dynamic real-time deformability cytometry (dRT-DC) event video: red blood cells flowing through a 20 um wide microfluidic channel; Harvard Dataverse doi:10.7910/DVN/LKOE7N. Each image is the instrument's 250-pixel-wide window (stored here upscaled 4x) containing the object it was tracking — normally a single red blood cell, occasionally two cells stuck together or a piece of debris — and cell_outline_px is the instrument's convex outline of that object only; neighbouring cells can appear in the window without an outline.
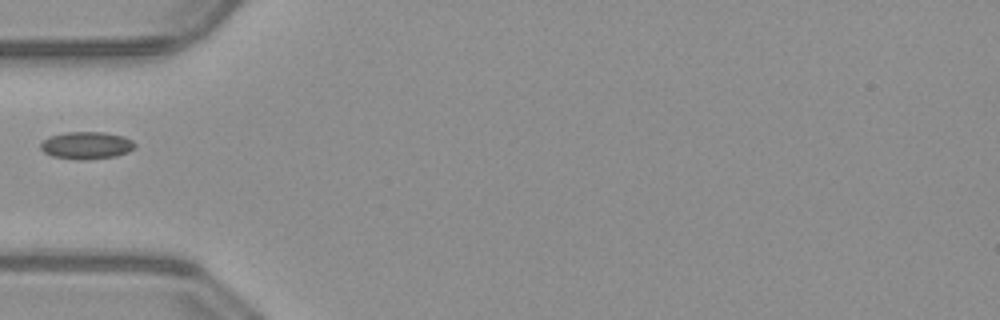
{"species": "common noctule bat (a hibernating species)", "species_latin": "Nyctalus noctula", "temperature_condition": "warm", "stored_images_in_passage": 35, "camera_frame_rate_fps": 3000, "um_per_image_px": 0.085, "animal": {"sex": "male", "body_mass_g": 23.1, "forearm_length_mm": 52.7}, "frame": {"image": 1, "passage_image": 1, "time_ms": 0.0, "image_size_px": [1000, 320], "cell_outline_px": [[136, 144], [128, 152], [116, 156], [80, 160], [76, 160], [52, 156], [44, 152], [40, 148], [40, 144], [48, 136], [64, 132], [104, 132], [124, 136], [132, 140]], "centroid_in_image_um": [7.33, 12.35], "position_along_channel_um": 77.7, "area_um2": 15.09}}
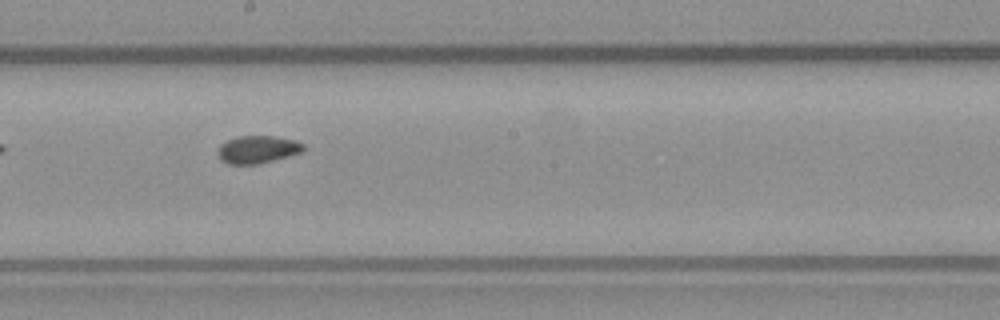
{"frame": {"image": 2, "passage_image": 12, "time_ms": 3.667, "image_size_px": [1000, 320], "cell_outline_px": [[304, 148], [300, 152], [288, 156], [260, 164], [228, 164], [220, 160], [216, 152], [220, 144], [236, 136], [276, 136], [296, 140], [304, 144]], "centroid_in_image_um": [21.86, 12.7], "position_along_channel_um": 226.3, "area_um2": 13.93}}
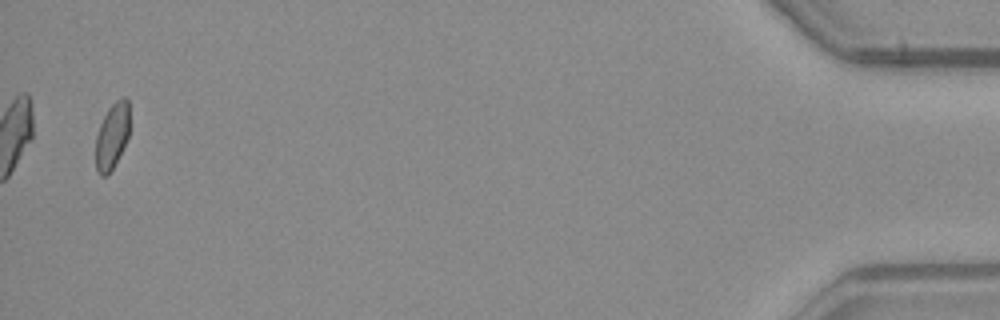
{"frame": {"image": 3, "passage_image": 34, "time_ms": 11.0, "image_size_px": [1000, 320], "cell_outline_px": [[128, 136], [108, 176], [100, 176], [96, 172], [96, 136], [100, 124], [108, 108], [120, 96], [124, 96], [128, 100]], "centroid_in_image_um": [9.5, 11.55], "position_along_channel_um": 425.7, "area_um2": 12.83}}